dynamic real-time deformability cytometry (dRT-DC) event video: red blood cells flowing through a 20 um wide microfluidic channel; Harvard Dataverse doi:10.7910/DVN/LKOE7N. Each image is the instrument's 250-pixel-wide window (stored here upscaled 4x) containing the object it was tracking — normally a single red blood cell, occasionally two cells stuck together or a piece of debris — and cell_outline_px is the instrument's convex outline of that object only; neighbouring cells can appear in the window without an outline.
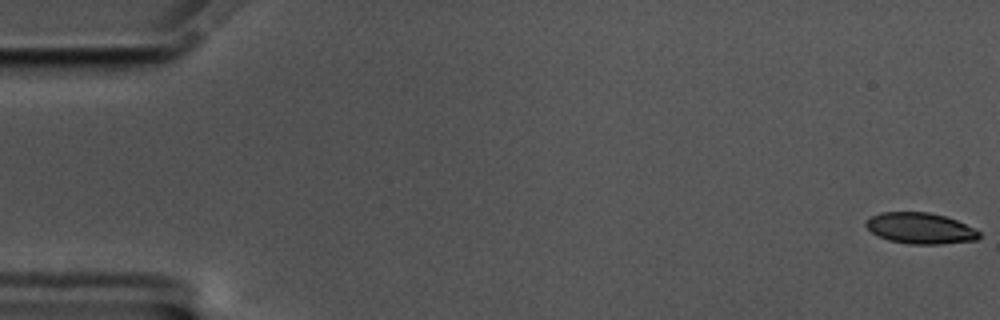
{"species": "common noctule bat (a hibernating species)", "species_latin": "Nyctalus noctula", "temperature_condition": "cold", "stored_images_in_passage": 58, "camera_frame_rate_fps": 3000, "um_per_image_px": 0.085, "animal": {"sex": "male", "body_mass_g": 17.5, "forearm_length_mm": 52.3}, "frame": {"image": 1, "passage_image": 1, "time_ms": 0.0, "image_size_px": [1000, 320], "cell_outline_px": [[980, 236], [976, 240], [940, 244], [908, 244], [888, 240], [872, 232], [864, 224], [872, 216], [880, 212], [928, 212], [944, 216], [956, 220], [980, 232]], "centroid_in_image_um": [78.21, 19.4], "position_along_channel_um": 6.8, "area_um2": 20.23}}
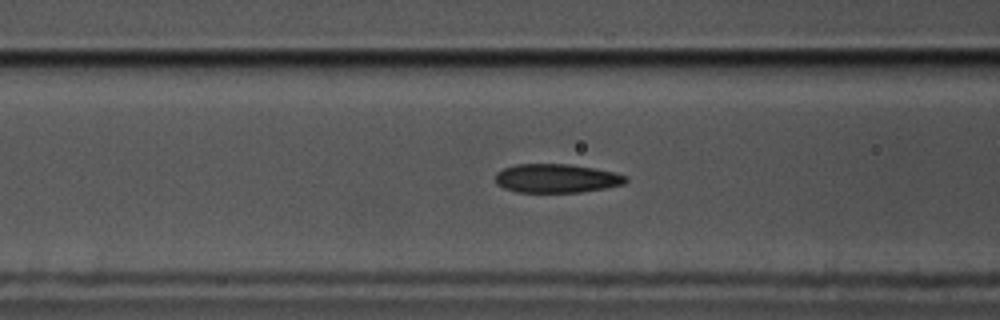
{"frame": {"image": 2, "passage_image": 23, "time_ms": 7.333, "image_size_px": [1000, 320], "cell_outline_px": [[628, 180], [624, 184], [608, 188], [580, 192], [516, 192], [504, 188], [496, 184], [496, 172], [504, 168], [516, 164], [568, 164], [592, 168], [612, 172], [628, 176]], "centroid_in_image_um": [47.3, 15.16], "position_along_channel_um": 119.3, "area_um2": 21.91}}
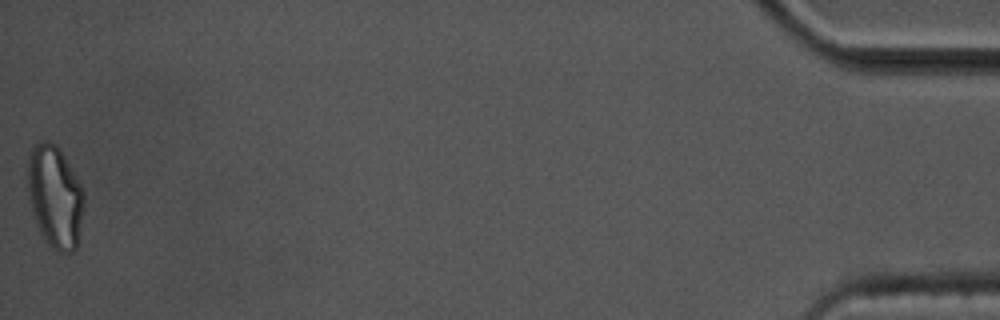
{"frame": {"image": 3, "passage_image": 58, "time_ms": 19.0, "image_size_px": [1000, 320], "cell_outline_px": [[84, 204], [76, 248], [72, 252], [60, 252], [52, 248], [48, 244], [36, 224], [32, 212], [28, 188], [28, 156], [32, 144], [36, 140], [48, 140], [56, 144], [64, 156], [80, 184], [84, 192]], "centroid_in_image_um": [4.65, 16.67], "position_along_channel_um": 430.5, "area_um2": 33.52}, "authors_computed_cell_mechanics": {"area_um2": 22.2241, "velocity_mm_per_s": 3.5068, "shape_relaxation_time_tau1_ms": 5.865, "shape_relaxation_time_tau2_ms": 2.8511, "deformation_change_tau1": 0.1584, "deformation_change_tau2": 0.0869}}